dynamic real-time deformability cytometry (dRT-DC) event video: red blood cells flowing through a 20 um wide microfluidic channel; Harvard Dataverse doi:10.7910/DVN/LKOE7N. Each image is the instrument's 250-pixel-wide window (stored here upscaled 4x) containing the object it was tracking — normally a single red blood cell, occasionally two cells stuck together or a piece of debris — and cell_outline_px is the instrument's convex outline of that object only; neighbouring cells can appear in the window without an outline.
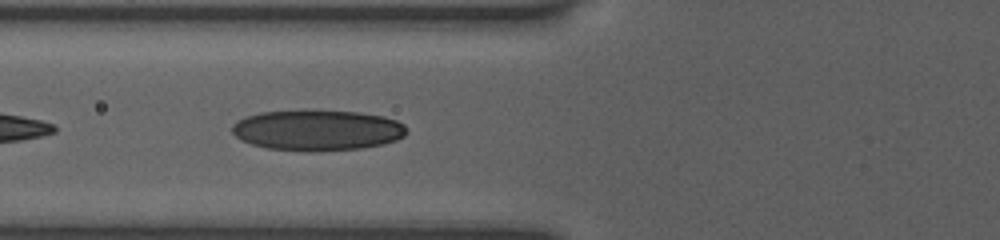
{"species": "human", "species_latin": "Homo sapiens", "temperature_condition": "room temperature", "stored_images_in_passage": 29, "camera_frame_rate_fps": 3000, "um_per_image_px": 0.085, "donor": {"sex": "female"}, "frame": {"image": 1, "passage_image": 3, "time_ms": 0.667, "image_size_px": [1000, 240], "cell_outline_px": [[408, 132], [404, 136], [396, 140], [384, 144], [360, 148], [320, 152], [312, 152], [268, 148], [252, 144], [240, 140], [232, 132], [232, 124], [244, 116], [260, 112], [304, 108], [312, 108], [360, 112], [384, 116], [396, 120], [404, 124]], "centroid_in_image_um": [26.96, 11.03], "position_along_channel_um": 98.8, "area_um2": 42.66}}
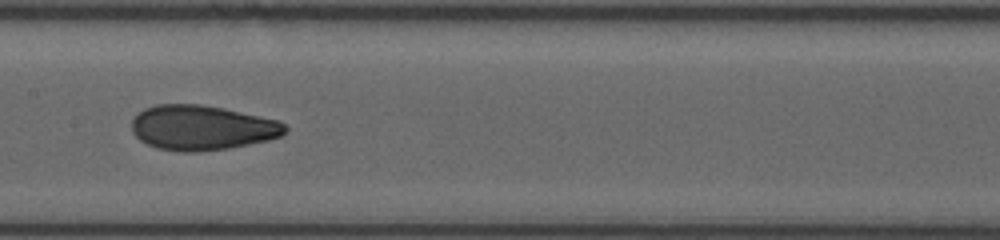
{"frame": {"image": 2, "passage_image": 9, "time_ms": 3.0, "image_size_px": [1000, 240], "cell_outline_px": [[288, 132], [280, 136], [268, 140], [228, 148], [196, 152], [180, 152], [156, 148], [140, 140], [132, 132], [132, 120], [144, 108], [156, 104], [200, 104], [224, 108], [280, 120], [288, 128]], "centroid_in_image_um": [17.18, 10.85], "position_along_channel_um": 190.2, "area_um2": 40.29}}
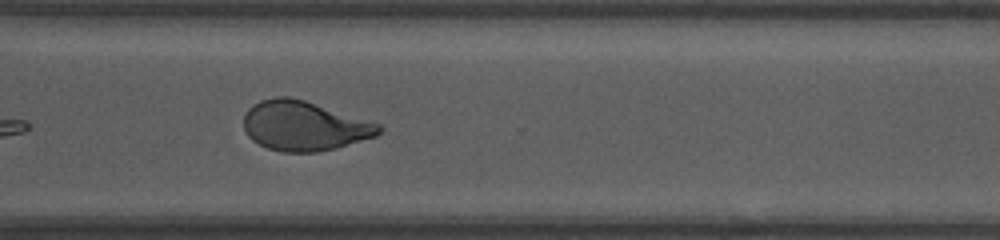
{"frame": {"image": 3, "passage_image": 20, "time_ms": 7.0, "image_size_px": [1000, 240], "cell_outline_px": [[384, 128], [376, 136], [336, 148], [316, 152], [284, 152], [268, 148], [252, 140], [248, 136], [244, 128], [244, 116], [248, 108], [252, 104], [260, 100], [276, 96], [288, 96], [304, 100], [380, 124]], "centroid_in_image_um": [25.84, 10.69], "position_along_channel_um": 344.8, "area_um2": 38.96}}